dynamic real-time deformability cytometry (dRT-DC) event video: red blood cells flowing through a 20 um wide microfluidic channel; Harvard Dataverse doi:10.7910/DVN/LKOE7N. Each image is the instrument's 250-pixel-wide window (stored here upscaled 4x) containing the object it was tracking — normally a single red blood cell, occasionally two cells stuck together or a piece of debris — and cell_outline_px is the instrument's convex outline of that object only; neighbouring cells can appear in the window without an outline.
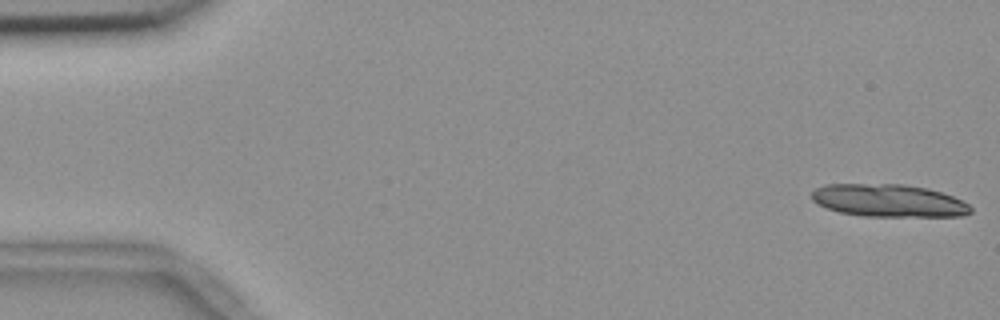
{"species": "common noctule bat (a hibernating species)", "species_latin": "Nyctalus noctula", "temperature_condition": "room temperature", "stored_images_in_passage": 10, "camera_frame_rate_fps": 3000, "um_per_image_px": 0.085, "animal": {"sex": "female", "body_mass_g": 18.4}, "frame": {"image": 1, "passage_image": 1, "time_ms": 0.0, "image_size_px": [1000, 320], "cell_outline_px": [[972, 212], [964, 216], [864, 216], [840, 212], [828, 208], [812, 200], [812, 192], [816, 188], [824, 184], [904, 184], [928, 188], [952, 196], [968, 204], [972, 208]], "centroid_in_image_um": [75.55, 17.04], "position_along_channel_um": 9.5, "area_um2": 30.11}}
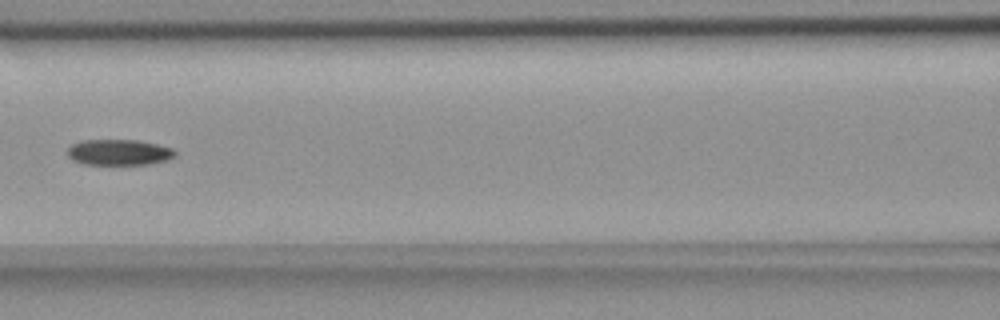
{"frame": {"image": 2, "passage_image": 7, "time_ms": 2.0, "image_size_px": [1000, 320], "cell_outline_px": [[176, 156], [168, 160], [148, 164], [84, 164], [72, 160], [68, 156], [68, 148], [72, 144], [80, 140], [136, 140], [156, 144], [172, 148], [176, 152]], "centroid_in_image_um": [10.11, 12.94], "position_along_channel_um": 156.5, "area_um2": 16.18}}
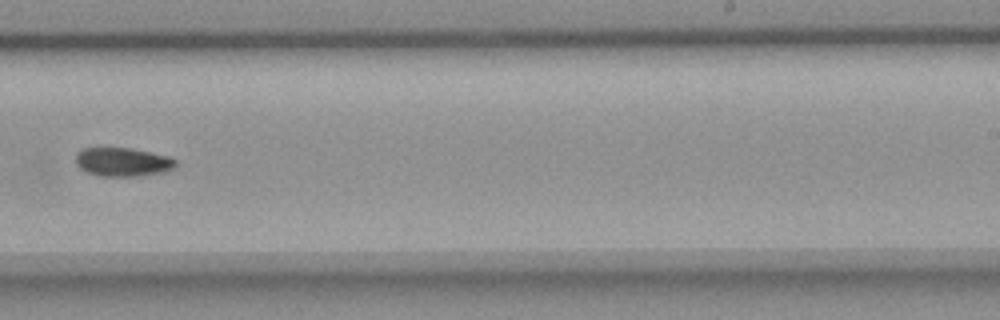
{"frame": {"image": 3, "passage_image": 10, "time_ms": 3.0, "image_size_px": [1000, 320], "cell_outline_px": [[176, 164], [172, 168], [164, 172], [136, 176], [100, 176], [88, 172], [80, 168], [76, 164], [76, 152], [84, 148], [128, 148], [168, 156], [176, 160]], "centroid_in_image_um": [10.4, 13.77], "position_along_channel_um": 278.6, "area_um2": 16.53}}